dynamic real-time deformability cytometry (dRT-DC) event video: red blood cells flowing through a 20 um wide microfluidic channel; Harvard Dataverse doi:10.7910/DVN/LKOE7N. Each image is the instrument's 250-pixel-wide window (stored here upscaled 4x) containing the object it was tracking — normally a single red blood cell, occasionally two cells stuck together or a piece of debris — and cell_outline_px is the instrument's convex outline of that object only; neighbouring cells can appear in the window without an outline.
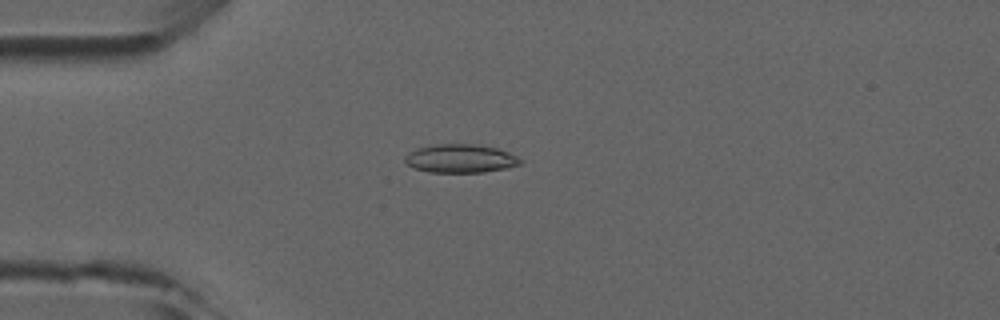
{"species": "common noctule bat (a hibernating species)", "species_latin": "Nyctalus noctula", "temperature_condition": "room temperature", "stored_images_in_passage": 4, "camera_frame_rate_fps": 3000, "um_per_image_px": 0.085, "animal": {"sex": "male", "forearm_length_mm": 52.5}, "frame": {"image": 1, "passage_image": 3, "time_ms": 2.333, "image_size_px": [1000, 320], "cell_outline_px": [[520, 164], [508, 168], [484, 172], [428, 172], [412, 168], [404, 160], [404, 156], [408, 152], [416, 148], [436, 144], [472, 144], [496, 148], [508, 152], [516, 156], [520, 160]], "centroid_in_image_um": [39.08, 13.48], "position_along_channel_um": 45.9, "area_um2": 19.13}}